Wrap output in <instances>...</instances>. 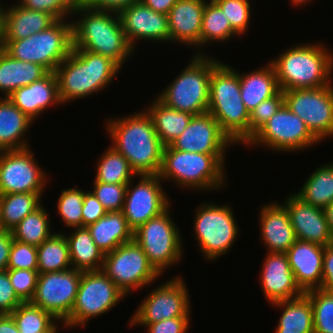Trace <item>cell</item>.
<instances>
[{"label":"cell","mask_w":333,"mask_h":333,"mask_svg":"<svg viewBox=\"0 0 333 333\" xmlns=\"http://www.w3.org/2000/svg\"><path fill=\"white\" fill-rule=\"evenodd\" d=\"M277 56L270 63L282 91L320 88L332 83L333 54L323 43L296 44Z\"/></svg>","instance_id":"4"},{"label":"cell","mask_w":333,"mask_h":333,"mask_svg":"<svg viewBox=\"0 0 333 333\" xmlns=\"http://www.w3.org/2000/svg\"><path fill=\"white\" fill-rule=\"evenodd\" d=\"M297 285L305 293L322 283L324 246L296 240L286 252Z\"/></svg>","instance_id":"23"},{"label":"cell","mask_w":333,"mask_h":333,"mask_svg":"<svg viewBox=\"0 0 333 333\" xmlns=\"http://www.w3.org/2000/svg\"><path fill=\"white\" fill-rule=\"evenodd\" d=\"M43 193L0 194V225L11 231L21 220L38 209Z\"/></svg>","instance_id":"35"},{"label":"cell","mask_w":333,"mask_h":333,"mask_svg":"<svg viewBox=\"0 0 333 333\" xmlns=\"http://www.w3.org/2000/svg\"><path fill=\"white\" fill-rule=\"evenodd\" d=\"M261 270V288L271 305L304 294L296 283L285 252H268Z\"/></svg>","instance_id":"22"},{"label":"cell","mask_w":333,"mask_h":333,"mask_svg":"<svg viewBox=\"0 0 333 333\" xmlns=\"http://www.w3.org/2000/svg\"><path fill=\"white\" fill-rule=\"evenodd\" d=\"M13 240L11 231L2 230L0 232V271L7 270Z\"/></svg>","instance_id":"55"},{"label":"cell","mask_w":333,"mask_h":333,"mask_svg":"<svg viewBox=\"0 0 333 333\" xmlns=\"http://www.w3.org/2000/svg\"><path fill=\"white\" fill-rule=\"evenodd\" d=\"M110 119L105 125L112 140L111 147L128 160L136 177L158 175L162 166L164 145L148 113L141 110L127 117Z\"/></svg>","instance_id":"1"},{"label":"cell","mask_w":333,"mask_h":333,"mask_svg":"<svg viewBox=\"0 0 333 333\" xmlns=\"http://www.w3.org/2000/svg\"><path fill=\"white\" fill-rule=\"evenodd\" d=\"M139 177L136 186L132 187L135 185H131L132 180L127 184L122 208V213L133 231L171 207L159 175H139Z\"/></svg>","instance_id":"18"},{"label":"cell","mask_w":333,"mask_h":333,"mask_svg":"<svg viewBox=\"0 0 333 333\" xmlns=\"http://www.w3.org/2000/svg\"><path fill=\"white\" fill-rule=\"evenodd\" d=\"M225 156L179 151L167 145L163 149L162 166L158 175L161 180H173L184 189L219 190L226 181Z\"/></svg>","instance_id":"6"},{"label":"cell","mask_w":333,"mask_h":333,"mask_svg":"<svg viewBox=\"0 0 333 333\" xmlns=\"http://www.w3.org/2000/svg\"><path fill=\"white\" fill-rule=\"evenodd\" d=\"M30 147L0 151V194L42 193L49 178Z\"/></svg>","instance_id":"16"},{"label":"cell","mask_w":333,"mask_h":333,"mask_svg":"<svg viewBox=\"0 0 333 333\" xmlns=\"http://www.w3.org/2000/svg\"><path fill=\"white\" fill-rule=\"evenodd\" d=\"M69 236V256L73 269L80 271H99L104 264V253L98 248L87 227H77Z\"/></svg>","instance_id":"32"},{"label":"cell","mask_w":333,"mask_h":333,"mask_svg":"<svg viewBox=\"0 0 333 333\" xmlns=\"http://www.w3.org/2000/svg\"><path fill=\"white\" fill-rule=\"evenodd\" d=\"M82 272L71 268L39 273L35 294L30 302L63 323L74 306Z\"/></svg>","instance_id":"17"},{"label":"cell","mask_w":333,"mask_h":333,"mask_svg":"<svg viewBox=\"0 0 333 333\" xmlns=\"http://www.w3.org/2000/svg\"><path fill=\"white\" fill-rule=\"evenodd\" d=\"M228 18L232 29L239 35L249 29L251 5L249 0H213Z\"/></svg>","instance_id":"44"},{"label":"cell","mask_w":333,"mask_h":333,"mask_svg":"<svg viewBox=\"0 0 333 333\" xmlns=\"http://www.w3.org/2000/svg\"><path fill=\"white\" fill-rule=\"evenodd\" d=\"M232 144L213 115L207 112L193 115L186 129L169 146L191 153L225 155Z\"/></svg>","instance_id":"19"},{"label":"cell","mask_w":333,"mask_h":333,"mask_svg":"<svg viewBox=\"0 0 333 333\" xmlns=\"http://www.w3.org/2000/svg\"><path fill=\"white\" fill-rule=\"evenodd\" d=\"M150 104L145 111L151 117L161 143L170 145L186 129L193 115L169 108L158 98Z\"/></svg>","instance_id":"34"},{"label":"cell","mask_w":333,"mask_h":333,"mask_svg":"<svg viewBox=\"0 0 333 333\" xmlns=\"http://www.w3.org/2000/svg\"><path fill=\"white\" fill-rule=\"evenodd\" d=\"M238 73L241 99L249 113L260 102L273 97L280 91L274 67L270 62L254 72Z\"/></svg>","instance_id":"30"},{"label":"cell","mask_w":333,"mask_h":333,"mask_svg":"<svg viewBox=\"0 0 333 333\" xmlns=\"http://www.w3.org/2000/svg\"><path fill=\"white\" fill-rule=\"evenodd\" d=\"M57 20L43 11L5 5L2 40H20L49 28Z\"/></svg>","instance_id":"27"},{"label":"cell","mask_w":333,"mask_h":333,"mask_svg":"<svg viewBox=\"0 0 333 333\" xmlns=\"http://www.w3.org/2000/svg\"><path fill=\"white\" fill-rule=\"evenodd\" d=\"M145 6L153 11L167 15L177 0H140Z\"/></svg>","instance_id":"56"},{"label":"cell","mask_w":333,"mask_h":333,"mask_svg":"<svg viewBox=\"0 0 333 333\" xmlns=\"http://www.w3.org/2000/svg\"><path fill=\"white\" fill-rule=\"evenodd\" d=\"M0 333H19L18 327L10 314L1 315Z\"/></svg>","instance_id":"57"},{"label":"cell","mask_w":333,"mask_h":333,"mask_svg":"<svg viewBox=\"0 0 333 333\" xmlns=\"http://www.w3.org/2000/svg\"><path fill=\"white\" fill-rule=\"evenodd\" d=\"M65 20H57L46 30L24 39L1 40L0 47L12 58L36 63L48 72H55L73 48L72 21Z\"/></svg>","instance_id":"8"},{"label":"cell","mask_w":333,"mask_h":333,"mask_svg":"<svg viewBox=\"0 0 333 333\" xmlns=\"http://www.w3.org/2000/svg\"><path fill=\"white\" fill-rule=\"evenodd\" d=\"M18 3L26 9L51 14L56 20L69 18L76 6L73 0H20Z\"/></svg>","instance_id":"48"},{"label":"cell","mask_w":333,"mask_h":333,"mask_svg":"<svg viewBox=\"0 0 333 333\" xmlns=\"http://www.w3.org/2000/svg\"><path fill=\"white\" fill-rule=\"evenodd\" d=\"M37 267V247L14 239L7 269L37 270Z\"/></svg>","instance_id":"49"},{"label":"cell","mask_w":333,"mask_h":333,"mask_svg":"<svg viewBox=\"0 0 333 333\" xmlns=\"http://www.w3.org/2000/svg\"><path fill=\"white\" fill-rule=\"evenodd\" d=\"M10 315L19 333H57L59 321L31 302H22Z\"/></svg>","instance_id":"38"},{"label":"cell","mask_w":333,"mask_h":333,"mask_svg":"<svg viewBox=\"0 0 333 333\" xmlns=\"http://www.w3.org/2000/svg\"><path fill=\"white\" fill-rule=\"evenodd\" d=\"M191 59L157 98L169 108L200 115L208 111L210 78L220 61L205 56L203 51Z\"/></svg>","instance_id":"7"},{"label":"cell","mask_w":333,"mask_h":333,"mask_svg":"<svg viewBox=\"0 0 333 333\" xmlns=\"http://www.w3.org/2000/svg\"><path fill=\"white\" fill-rule=\"evenodd\" d=\"M140 0H81L78 4L104 10L119 11L122 8Z\"/></svg>","instance_id":"54"},{"label":"cell","mask_w":333,"mask_h":333,"mask_svg":"<svg viewBox=\"0 0 333 333\" xmlns=\"http://www.w3.org/2000/svg\"><path fill=\"white\" fill-rule=\"evenodd\" d=\"M118 15L129 45L137 40L169 42L168 15L157 13L141 1L134 2L118 11ZM169 40V41H168Z\"/></svg>","instance_id":"20"},{"label":"cell","mask_w":333,"mask_h":333,"mask_svg":"<svg viewBox=\"0 0 333 333\" xmlns=\"http://www.w3.org/2000/svg\"><path fill=\"white\" fill-rule=\"evenodd\" d=\"M21 303L14 292L7 270L0 271V313L11 314Z\"/></svg>","instance_id":"50"},{"label":"cell","mask_w":333,"mask_h":333,"mask_svg":"<svg viewBox=\"0 0 333 333\" xmlns=\"http://www.w3.org/2000/svg\"><path fill=\"white\" fill-rule=\"evenodd\" d=\"M84 191L74 187L61 191L58 198V214L68 228L82 227V207L84 202Z\"/></svg>","instance_id":"43"},{"label":"cell","mask_w":333,"mask_h":333,"mask_svg":"<svg viewBox=\"0 0 333 333\" xmlns=\"http://www.w3.org/2000/svg\"><path fill=\"white\" fill-rule=\"evenodd\" d=\"M4 5L1 6V2H0V43L3 37V23H4Z\"/></svg>","instance_id":"59"},{"label":"cell","mask_w":333,"mask_h":333,"mask_svg":"<svg viewBox=\"0 0 333 333\" xmlns=\"http://www.w3.org/2000/svg\"><path fill=\"white\" fill-rule=\"evenodd\" d=\"M284 104V94L280 90L273 97L260 102L256 108L250 112V139L253 135L280 109Z\"/></svg>","instance_id":"47"},{"label":"cell","mask_w":333,"mask_h":333,"mask_svg":"<svg viewBox=\"0 0 333 333\" xmlns=\"http://www.w3.org/2000/svg\"><path fill=\"white\" fill-rule=\"evenodd\" d=\"M93 194L107 212L122 211L127 184L93 182Z\"/></svg>","instance_id":"45"},{"label":"cell","mask_w":333,"mask_h":333,"mask_svg":"<svg viewBox=\"0 0 333 333\" xmlns=\"http://www.w3.org/2000/svg\"><path fill=\"white\" fill-rule=\"evenodd\" d=\"M180 276L170 279L141 301L129 324H151L175 317H190V296Z\"/></svg>","instance_id":"15"},{"label":"cell","mask_w":333,"mask_h":333,"mask_svg":"<svg viewBox=\"0 0 333 333\" xmlns=\"http://www.w3.org/2000/svg\"><path fill=\"white\" fill-rule=\"evenodd\" d=\"M259 213L260 236L267 252L286 253L297 240L287 208L275 201L263 205Z\"/></svg>","instance_id":"25"},{"label":"cell","mask_w":333,"mask_h":333,"mask_svg":"<svg viewBox=\"0 0 333 333\" xmlns=\"http://www.w3.org/2000/svg\"><path fill=\"white\" fill-rule=\"evenodd\" d=\"M193 224L198 246L206 260L225 255L238 237L239 227L230 205L202 203L196 208Z\"/></svg>","instance_id":"10"},{"label":"cell","mask_w":333,"mask_h":333,"mask_svg":"<svg viewBox=\"0 0 333 333\" xmlns=\"http://www.w3.org/2000/svg\"><path fill=\"white\" fill-rule=\"evenodd\" d=\"M272 304L284 309L275 333H314L313 308L305 293L297 298Z\"/></svg>","instance_id":"33"},{"label":"cell","mask_w":333,"mask_h":333,"mask_svg":"<svg viewBox=\"0 0 333 333\" xmlns=\"http://www.w3.org/2000/svg\"><path fill=\"white\" fill-rule=\"evenodd\" d=\"M7 98L33 121L48 107L62 104L55 72H49L41 80L18 88Z\"/></svg>","instance_id":"26"},{"label":"cell","mask_w":333,"mask_h":333,"mask_svg":"<svg viewBox=\"0 0 333 333\" xmlns=\"http://www.w3.org/2000/svg\"><path fill=\"white\" fill-rule=\"evenodd\" d=\"M102 271L127 296L133 289L151 285L160 277L134 239L105 254Z\"/></svg>","instance_id":"12"},{"label":"cell","mask_w":333,"mask_h":333,"mask_svg":"<svg viewBox=\"0 0 333 333\" xmlns=\"http://www.w3.org/2000/svg\"><path fill=\"white\" fill-rule=\"evenodd\" d=\"M320 141L310 132L305 122L285 104L253 135L247 145L267 146L281 152H295Z\"/></svg>","instance_id":"14"},{"label":"cell","mask_w":333,"mask_h":333,"mask_svg":"<svg viewBox=\"0 0 333 333\" xmlns=\"http://www.w3.org/2000/svg\"><path fill=\"white\" fill-rule=\"evenodd\" d=\"M234 69L220 62L212 70L207 112L235 145H244L250 140V113L241 99L239 73Z\"/></svg>","instance_id":"5"},{"label":"cell","mask_w":333,"mask_h":333,"mask_svg":"<svg viewBox=\"0 0 333 333\" xmlns=\"http://www.w3.org/2000/svg\"><path fill=\"white\" fill-rule=\"evenodd\" d=\"M207 0H177L168 15L170 41L200 47L204 7Z\"/></svg>","instance_id":"24"},{"label":"cell","mask_w":333,"mask_h":333,"mask_svg":"<svg viewBox=\"0 0 333 333\" xmlns=\"http://www.w3.org/2000/svg\"><path fill=\"white\" fill-rule=\"evenodd\" d=\"M48 216L44 205H41L11 230L13 238L22 243L39 246L53 235Z\"/></svg>","instance_id":"39"},{"label":"cell","mask_w":333,"mask_h":333,"mask_svg":"<svg viewBox=\"0 0 333 333\" xmlns=\"http://www.w3.org/2000/svg\"><path fill=\"white\" fill-rule=\"evenodd\" d=\"M121 67L108 57L87 50H72L55 70L62 104L104 90Z\"/></svg>","instance_id":"3"},{"label":"cell","mask_w":333,"mask_h":333,"mask_svg":"<svg viewBox=\"0 0 333 333\" xmlns=\"http://www.w3.org/2000/svg\"><path fill=\"white\" fill-rule=\"evenodd\" d=\"M15 294L22 302H30L35 294L38 270L7 269Z\"/></svg>","instance_id":"46"},{"label":"cell","mask_w":333,"mask_h":333,"mask_svg":"<svg viewBox=\"0 0 333 333\" xmlns=\"http://www.w3.org/2000/svg\"><path fill=\"white\" fill-rule=\"evenodd\" d=\"M75 14L83 16L72 21V50H87L108 57L122 68L135 50L126 39L118 12L76 4Z\"/></svg>","instance_id":"2"},{"label":"cell","mask_w":333,"mask_h":333,"mask_svg":"<svg viewBox=\"0 0 333 333\" xmlns=\"http://www.w3.org/2000/svg\"><path fill=\"white\" fill-rule=\"evenodd\" d=\"M292 4H296V6H300V5H303V4H306V3H310V1H313V0H290Z\"/></svg>","instance_id":"60"},{"label":"cell","mask_w":333,"mask_h":333,"mask_svg":"<svg viewBox=\"0 0 333 333\" xmlns=\"http://www.w3.org/2000/svg\"><path fill=\"white\" fill-rule=\"evenodd\" d=\"M297 240L326 246L333 242L325 211L304 202L295 193L288 195L285 203Z\"/></svg>","instance_id":"21"},{"label":"cell","mask_w":333,"mask_h":333,"mask_svg":"<svg viewBox=\"0 0 333 333\" xmlns=\"http://www.w3.org/2000/svg\"><path fill=\"white\" fill-rule=\"evenodd\" d=\"M189 317H175L151 324H130V326H145L147 333H187L190 324Z\"/></svg>","instance_id":"51"},{"label":"cell","mask_w":333,"mask_h":333,"mask_svg":"<svg viewBox=\"0 0 333 333\" xmlns=\"http://www.w3.org/2000/svg\"><path fill=\"white\" fill-rule=\"evenodd\" d=\"M49 72L39 64L12 58L0 47V92L8 97L20 87L41 80Z\"/></svg>","instance_id":"28"},{"label":"cell","mask_w":333,"mask_h":333,"mask_svg":"<svg viewBox=\"0 0 333 333\" xmlns=\"http://www.w3.org/2000/svg\"><path fill=\"white\" fill-rule=\"evenodd\" d=\"M321 290L333 292V242L324 246Z\"/></svg>","instance_id":"53"},{"label":"cell","mask_w":333,"mask_h":333,"mask_svg":"<svg viewBox=\"0 0 333 333\" xmlns=\"http://www.w3.org/2000/svg\"><path fill=\"white\" fill-rule=\"evenodd\" d=\"M96 168L93 182L128 184L136 175L128 160L111 146L99 157Z\"/></svg>","instance_id":"40"},{"label":"cell","mask_w":333,"mask_h":333,"mask_svg":"<svg viewBox=\"0 0 333 333\" xmlns=\"http://www.w3.org/2000/svg\"><path fill=\"white\" fill-rule=\"evenodd\" d=\"M100 201L91 191H85L82 207V227L95 223L106 214Z\"/></svg>","instance_id":"52"},{"label":"cell","mask_w":333,"mask_h":333,"mask_svg":"<svg viewBox=\"0 0 333 333\" xmlns=\"http://www.w3.org/2000/svg\"><path fill=\"white\" fill-rule=\"evenodd\" d=\"M295 194L304 202L322 209L333 202V163L314 170Z\"/></svg>","instance_id":"36"},{"label":"cell","mask_w":333,"mask_h":333,"mask_svg":"<svg viewBox=\"0 0 333 333\" xmlns=\"http://www.w3.org/2000/svg\"><path fill=\"white\" fill-rule=\"evenodd\" d=\"M325 215H326V219L329 225V229H330V233L333 237V202H331L330 204H328L325 208Z\"/></svg>","instance_id":"58"},{"label":"cell","mask_w":333,"mask_h":333,"mask_svg":"<svg viewBox=\"0 0 333 333\" xmlns=\"http://www.w3.org/2000/svg\"><path fill=\"white\" fill-rule=\"evenodd\" d=\"M170 207L160 215L149 219L133 231V239L140 245L150 265L162 275L163 271L183 256L182 235L170 218Z\"/></svg>","instance_id":"9"},{"label":"cell","mask_w":333,"mask_h":333,"mask_svg":"<svg viewBox=\"0 0 333 333\" xmlns=\"http://www.w3.org/2000/svg\"><path fill=\"white\" fill-rule=\"evenodd\" d=\"M87 229L104 255L133 240V230L122 211L106 212L98 221L88 225Z\"/></svg>","instance_id":"29"},{"label":"cell","mask_w":333,"mask_h":333,"mask_svg":"<svg viewBox=\"0 0 333 333\" xmlns=\"http://www.w3.org/2000/svg\"><path fill=\"white\" fill-rule=\"evenodd\" d=\"M39 273L60 272L71 269L69 245L63 233L53 235L37 246Z\"/></svg>","instance_id":"37"},{"label":"cell","mask_w":333,"mask_h":333,"mask_svg":"<svg viewBox=\"0 0 333 333\" xmlns=\"http://www.w3.org/2000/svg\"><path fill=\"white\" fill-rule=\"evenodd\" d=\"M305 294L313 308L314 333H333V292L319 288Z\"/></svg>","instance_id":"42"},{"label":"cell","mask_w":333,"mask_h":333,"mask_svg":"<svg viewBox=\"0 0 333 333\" xmlns=\"http://www.w3.org/2000/svg\"><path fill=\"white\" fill-rule=\"evenodd\" d=\"M126 295L102 271H84L70 316L64 327L86 326L87 322L109 312Z\"/></svg>","instance_id":"11"},{"label":"cell","mask_w":333,"mask_h":333,"mask_svg":"<svg viewBox=\"0 0 333 333\" xmlns=\"http://www.w3.org/2000/svg\"><path fill=\"white\" fill-rule=\"evenodd\" d=\"M206 1L204 7L202 29L200 35V48L208 43H222L229 41L234 35H238L231 27L221 8L213 1ZM203 45V46H202Z\"/></svg>","instance_id":"41"},{"label":"cell","mask_w":333,"mask_h":333,"mask_svg":"<svg viewBox=\"0 0 333 333\" xmlns=\"http://www.w3.org/2000/svg\"><path fill=\"white\" fill-rule=\"evenodd\" d=\"M33 122L7 97H0V151L30 147L23 136Z\"/></svg>","instance_id":"31"},{"label":"cell","mask_w":333,"mask_h":333,"mask_svg":"<svg viewBox=\"0 0 333 333\" xmlns=\"http://www.w3.org/2000/svg\"><path fill=\"white\" fill-rule=\"evenodd\" d=\"M284 104L320 141L333 136V86L284 90Z\"/></svg>","instance_id":"13"},{"label":"cell","mask_w":333,"mask_h":333,"mask_svg":"<svg viewBox=\"0 0 333 333\" xmlns=\"http://www.w3.org/2000/svg\"><path fill=\"white\" fill-rule=\"evenodd\" d=\"M76 4H78L81 0H73Z\"/></svg>","instance_id":"61"}]
</instances>
